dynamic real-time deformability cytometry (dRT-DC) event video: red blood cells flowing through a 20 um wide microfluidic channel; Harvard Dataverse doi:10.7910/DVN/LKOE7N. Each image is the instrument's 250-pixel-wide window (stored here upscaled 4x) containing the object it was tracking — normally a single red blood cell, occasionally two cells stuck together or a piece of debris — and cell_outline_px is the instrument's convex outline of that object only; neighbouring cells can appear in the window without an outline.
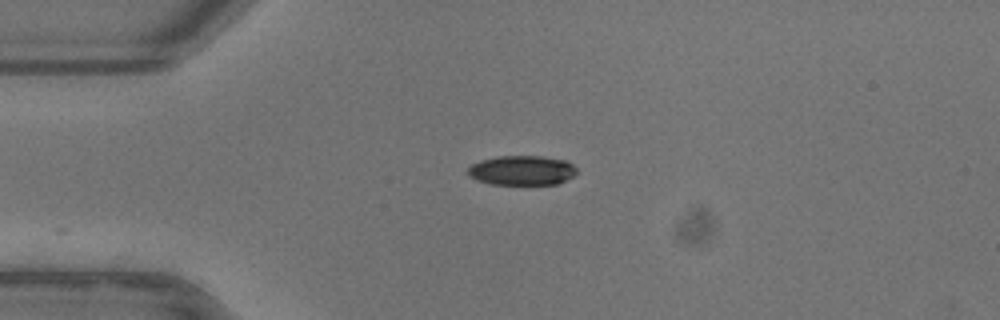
{"species": "common noctule bat (a hibernating species)", "species_latin": "Nyctalus noctula", "temperature_condition": "warm", "stored_images_in_passage": 16, "camera_frame_rate_fps": 3000, "um_per_image_px": 0.085, "animal": {"sex": "female"}, "frame": {"image": 1, "passage_image": 1, "time_ms": 0.0, "image_size_px": [1000, 320], "cell_outline_px": [[576, 172], [572, 176], [556, 184], [492, 184], [468, 176], [468, 168], [472, 164], [480, 160], [496, 156], [544, 156], [564, 160], [572, 164], [576, 168]], "centroid_in_image_um": [44.34, 14.47], "position_along_channel_um": 40.7, "area_um2": 18.61}}
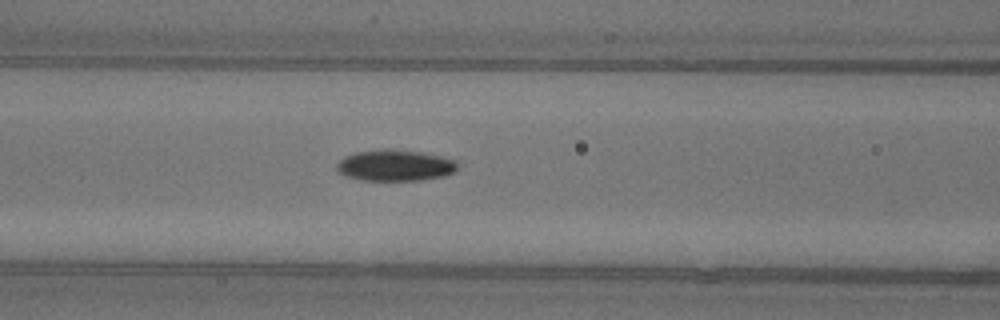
{"frame": {"image": 2, "passage_image": 10, "time_ms": 3.0, "image_size_px": [1000, 320], "cell_outline_px": [[456, 168], [452, 172], [444, 176], [420, 180], [364, 180], [344, 176], [336, 168], [336, 164], [344, 156], [356, 152], [388, 148], [392, 148], [424, 152], [456, 160]], "centroid_in_image_um": [33.56, 14.04], "position_along_channel_um": 133.0, "area_um2": 22.02}}
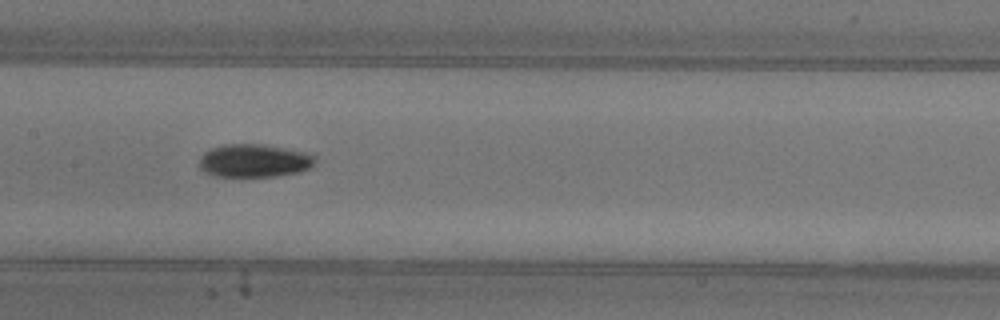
{"frame": {"image": 3, "passage_image": 14, "time_ms": 4.333, "image_size_px": [1000, 320], "cell_outline_px": [[316, 160], [308, 168], [300, 172], [276, 176], [216, 176], [204, 172], [200, 168], [200, 156], [204, 152], [212, 148], [224, 144], [264, 144], [312, 152], [316, 156]], "centroid_in_image_um": [21.65, 13.64], "position_along_channel_um": 185.8, "area_um2": 22.6}}